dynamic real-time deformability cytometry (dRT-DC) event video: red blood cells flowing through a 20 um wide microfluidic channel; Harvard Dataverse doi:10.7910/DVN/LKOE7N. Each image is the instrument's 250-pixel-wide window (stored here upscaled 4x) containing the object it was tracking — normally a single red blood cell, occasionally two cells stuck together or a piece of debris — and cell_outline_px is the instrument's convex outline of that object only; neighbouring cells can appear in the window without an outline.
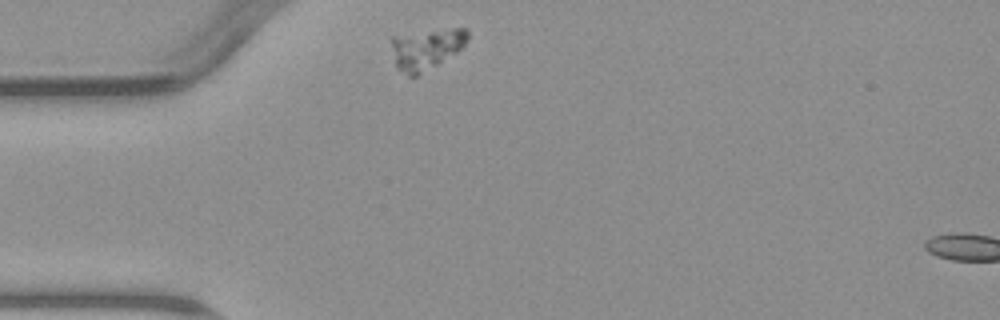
{"species": "common noctule bat (a hibernating species)", "species_latin": "Nyctalus noctula", "temperature_condition": "warm", "stored_images_in_passage": 2, "camera_frame_rate_fps": 3000, "um_per_image_px": 0.085, "animal": {"sex": "male", "body_mass_g": 23.1, "forearm_length_mm": 52.7}, "frame": {"image": 1, "passage_image": 1, "time_ms": 0.0, "image_size_px": [1000, 320], "cell_outline_px": [[468, 40], [456, 52], [416, 76], [408, 76], [396, 68], [392, 44], [392, 36], [452, 28], [468, 28]], "centroid_in_image_um": [36.23, 4.15], "position_along_channel_um": 48.8, "area_um2": 17.63}}